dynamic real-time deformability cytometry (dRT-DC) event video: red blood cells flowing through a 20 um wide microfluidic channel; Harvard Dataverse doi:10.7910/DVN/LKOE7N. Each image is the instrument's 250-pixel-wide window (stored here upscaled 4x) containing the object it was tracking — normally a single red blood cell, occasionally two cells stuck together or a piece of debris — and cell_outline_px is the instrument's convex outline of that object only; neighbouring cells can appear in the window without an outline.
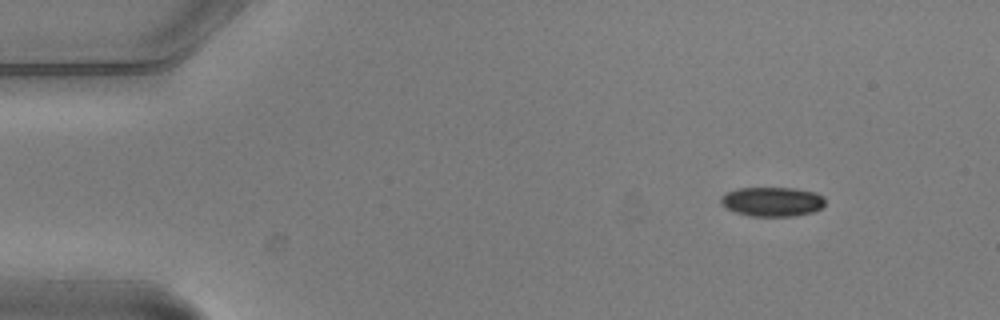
{"species": "common noctule bat (a hibernating species)", "species_latin": "Nyctalus noctula", "temperature_condition": "warm", "stored_images_in_passage": 4, "camera_frame_rate_fps": 3000, "um_per_image_px": 0.085, "animal": {"sex": "male", "body_mass_g": 20.5, "forearm_length_mm": 52.5}, "frame": {"image": 1, "passage_image": 1, "time_ms": 0.0, "image_size_px": [1000, 320], "cell_outline_px": [[824, 204], [820, 208], [812, 212], [796, 216], [748, 216], [724, 208], [720, 204], [720, 196], [724, 192], [736, 188], [796, 188], [816, 192], [824, 196]], "centroid_in_image_um": [65.59, 17.13], "position_along_channel_um": 19.4, "area_um2": 18.21}}
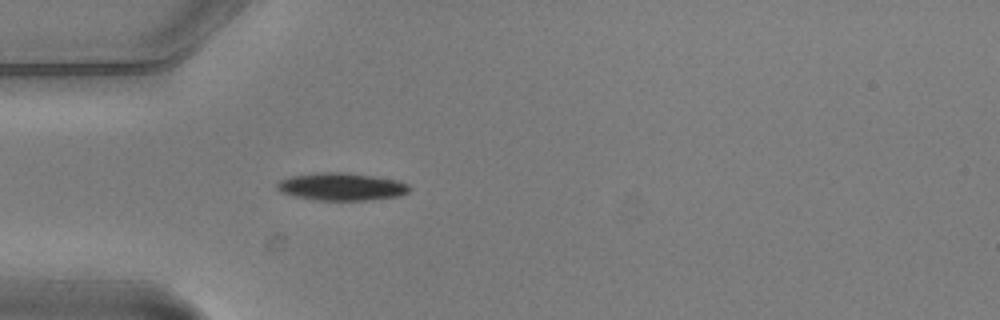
{"frame": {"image": 2, "passage_image": 4, "time_ms": 1.0, "image_size_px": [1000, 320], "cell_outline_px": [[412, 188], [408, 192], [400, 196], [364, 200], [320, 200], [296, 196], [280, 192], [276, 188], [276, 184], [280, 180], [292, 176], [316, 172], [348, 172], [396, 180], [408, 184]], "centroid_in_image_um": [29.03, 15.86], "position_along_channel_um": 56.0, "area_um2": 21.21}}